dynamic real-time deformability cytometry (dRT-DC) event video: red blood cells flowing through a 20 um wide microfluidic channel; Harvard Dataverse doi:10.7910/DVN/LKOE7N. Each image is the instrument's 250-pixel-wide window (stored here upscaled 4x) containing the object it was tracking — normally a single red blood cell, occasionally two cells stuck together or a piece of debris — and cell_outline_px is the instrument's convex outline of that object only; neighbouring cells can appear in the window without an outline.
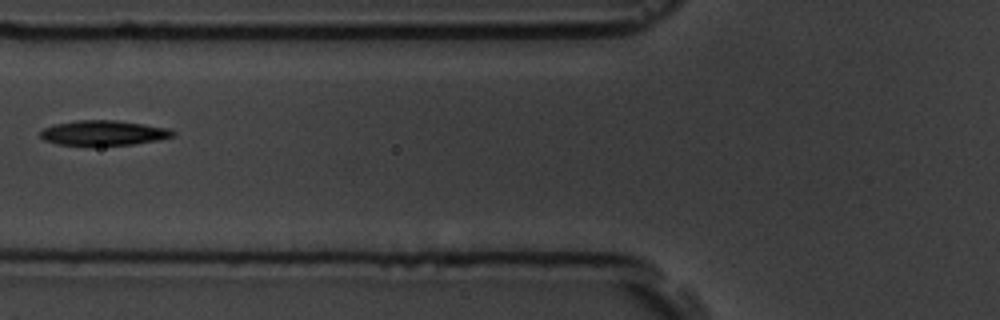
{"species": "common noctule bat (a hibernating species)", "species_latin": "Nyctalus noctula", "temperature_condition": "room temperature", "stored_images_in_passage": 5, "camera_frame_rate_fps": 3000, "um_per_image_px": 0.085, "animal": {"sex": "male", "body_mass_g": 19.5, "forearm_length_mm": 54.6}, "frame": {"image": 1, "passage_image": 2, "time_ms": 2.0, "image_size_px": [1000, 320], "cell_outline_px": [[176, 136], [160, 140], [132, 144], [92, 148], [88, 148], [56, 144], [44, 140], [40, 136], [40, 132], [44, 128], [56, 124], [76, 120], [116, 120], [144, 124], [168, 128], [176, 132]], "centroid_in_image_um": [8.79, 11.34], "position_along_channel_um": 117.0, "area_um2": 20.17}}
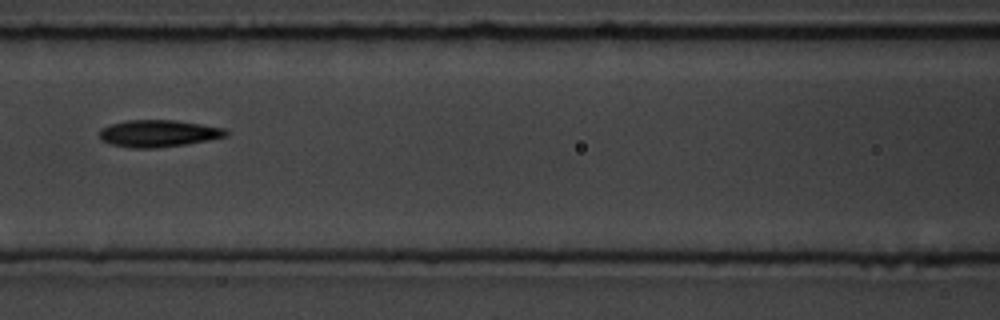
{"frame": {"image": 2, "passage_image": 3, "time_ms": 3.0, "image_size_px": [1000, 320], "cell_outline_px": [[228, 136], [188, 144], [156, 148], [132, 148], [112, 144], [100, 140], [100, 128], [112, 124], [128, 120], [176, 120], [224, 128], [228, 132]], "centroid_in_image_um": [13.47, 11.34], "position_along_channel_um": 153.1, "area_um2": 19.88}}
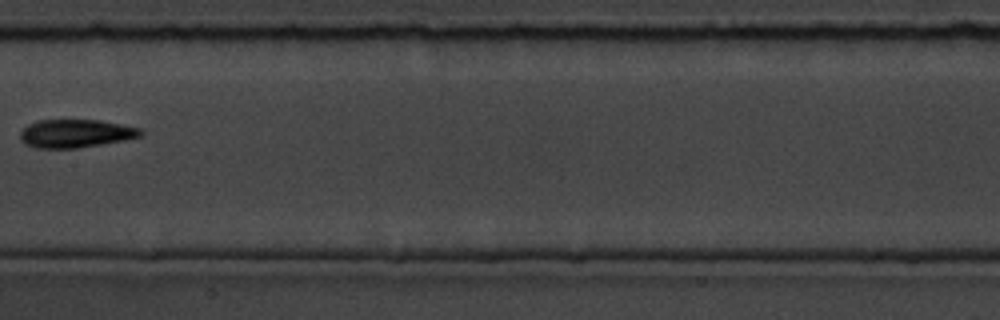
{"frame": {"image": 3, "passage_image": 4, "time_ms": 4.333, "image_size_px": [1000, 320], "cell_outline_px": [[144, 132], [140, 136], [124, 140], [76, 148], [36, 148], [24, 144], [20, 140], [20, 132], [28, 124], [36, 120], [100, 120], [140, 128]], "centroid_in_image_um": [6.39, 11.34], "position_along_channel_um": 201.0, "area_um2": 19.77}}